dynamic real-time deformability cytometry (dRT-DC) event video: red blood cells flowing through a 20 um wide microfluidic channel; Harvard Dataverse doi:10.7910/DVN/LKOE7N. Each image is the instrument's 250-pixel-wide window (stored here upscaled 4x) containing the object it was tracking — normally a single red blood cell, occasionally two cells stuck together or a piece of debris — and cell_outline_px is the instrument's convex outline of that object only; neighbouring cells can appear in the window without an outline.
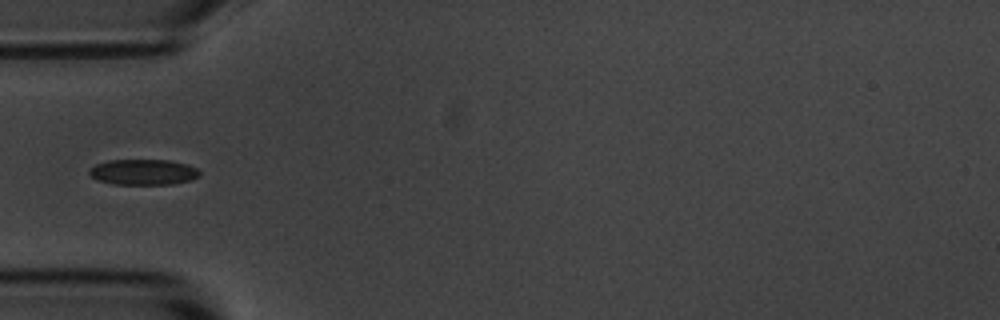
{"species": "common noctule bat (a hibernating species)", "species_latin": "Nyctalus noctula", "temperature_condition": "room temperature", "stored_images_in_passage": 5, "camera_frame_rate_fps": 3000, "um_per_image_px": 0.085, "animal": {"sex": "male", "body_mass_g": 20.1, "forearm_length_mm": 53.5}, "frame": {"image": 1, "passage_image": 5, "time_ms": 5.333, "image_size_px": [1000, 320], "cell_outline_px": [[200, 176], [192, 180], [172, 184], [112, 184], [96, 180], [88, 172], [88, 168], [96, 164], [108, 160], [172, 160], [188, 164], [196, 168], [200, 172]], "centroid_in_image_um": [12.18, 14.62], "position_along_channel_um": 72.8, "area_um2": 16.7}}